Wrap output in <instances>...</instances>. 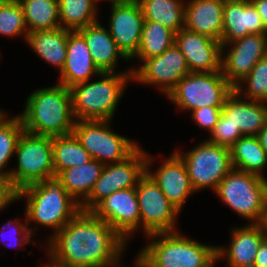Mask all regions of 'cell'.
Masks as SVG:
<instances>
[{
    "label": "cell",
    "instance_id": "6da1fadb",
    "mask_svg": "<svg viewBox=\"0 0 267 267\" xmlns=\"http://www.w3.org/2000/svg\"><path fill=\"white\" fill-rule=\"evenodd\" d=\"M46 243L48 258L64 267H115L127 245L91 211H80Z\"/></svg>",
    "mask_w": 267,
    "mask_h": 267
},
{
    "label": "cell",
    "instance_id": "7a4b0ae2",
    "mask_svg": "<svg viewBox=\"0 0 267 267\" xmlns=\"http://www.w3.org/2000/svg\"><path fill=\"white\" fill-rule=\"evenodd\" d=\"M25 101V109L19 116L26 132L52 137L73 133L76 120L70 88L58 83L36 89Z\"/></svg>",
    "mask_w": 267,
    "mask_h": 267
},
{
    "label": "cell",
    "instance_id": "3957f363",
    "mask_svg": "<svg viewBox=\"0 0 267 267\" xmlns=\"http://www.w3.org/2000/svg\"><path fill=\"white\" fill-rule=\"evenodd\" d=\"M22 197L27 199L24 214L28 225L34 222L52 228L54 234L49 239L81 211L80 204L67 193L57 176L21 188L18 201Z\"/></svg>",
    "mask_w": 267,
    "mask_h": 267
},
{
    "label": "cell",
    "instance_id": "277c9868",
    "mask_svg": "<svg viewBox=\"0 0 267 267\" xmlns=\"http://www.w3.org/2000/svg\"><path fill=\"white\" fill-rule=\"evenodd\" d=\"M180 234L176 231L145 236L149 241L136 257L145 267H211L218 262L217 246Z\"/></svg>",
    "mask_w": 267,
    "mask_h": 267
},
{
    "label": "cell",
    "instance_id": "5b68a950",
    "mask_svg": "<svg viewBox=\"0 0 267 267\" xmlns=\"http://www.w3.org/2000/svg\"><path fill=\"white\" fill-rule=\"evenodd\" d=\"M98 77L100 80L86 81L70 88L76 121L113 119L119 99L124 95L128 81H132V69L101 72Z\"/></svg>",
    "mask_w": 267,
    "mask_h": 267
},
{
    "label": "cell",
    "instance_id": "8992f818",
    "mask_svg": "<svg viewBox=\"0 0 267 267\" xmlns=\"http://www.w3.org/2000/svg\"><path fill=\"white\" fill-rule=\"evenodd\" d=\"M266 178L233 168L214 193L249 223H261L267 209Z\"/></svg>",
    "mask_w": 267,
    "mask_h": 267
},
{
    "label": "cell",
    "instance_id": "52a82bcc",
    "mask_svg": "<svg viewBox=\"0 0 267 267\" xmlns=\"http://www.w3.org/2000/svg\"><path fill=\"white\" fill-rule=\"evenodd\" d=\"M233 90L222 71L190 72L177 83L167 98L178 106L177 110L188 112L205 106H223Z\"/></svg>",
    "mask_w": 267,
    "mask_h": 267
},
{
    "label": "cell",
    "instance_id": "ba28073f",
    "mask_svg": "<svg viewBox=\"0 0 267 267\" xmlns=\"http://www.w3.org/2000/svg\"><path fill=\"white\" fill-rule=\"evenodd\" d=\"M17 167L10 169V181L21 188L55 176L52 136L34 135L24 131L15 151Z\"/></svg>",
    "mask_w": 267,
    "mask_h": 267
},
{
    "label": "cell",
    "instance_id": "9c48e42d",
    "mask_svg": "<svg viewBox=\"0 0 267 267\" xmlns=\"http://www.w3.org/2000/svg\"><path fill=\"white\" fill-rule=\"evenodd\" d=\"M110 121L79 120L73 128V133L92 159L104 165L123 161L139 147L138 143L113 132Z\"/></svg>",
    "mask_w": 267,
    "mask_h": 267
},
{
    "label": "cell",
    "instance_id": "30bf717a",
    "mask_svg": "<svg viewBox=\"0 0 267 267\" xmlns=\"http://www.w3.org/2000/svg\"><path fill=\"white\" fill-rule=\"evenodd\" d=\"M185 163L191 184L197 193L206 188L214 192L233 169L230 149L204 140L188 152L174 150Z\"/></svg>",
    "mask_w": 267,
    "mask_h": 267
},
{
    "label": "cell",
    "instance_id": "8fae6325",
    "mask_svg": "<svg viewBox=\"0 0 267 267\" xmlns=\"http://www.w3.org/2000/svg\"><path fill=\"white\" fill-rule=\"evenodd\" d=\"M146 157V151L139 146L123 161L104 165L92 191L80 205L81 211H91L101 200L118 190L136 187L146 173Z\"/></svg>",
    "mask_w": 267,
    "mask_h": 267
},
{
    "label": "cell",
    "instance_id": "7c38bea8",
    "mask_svg": "<svg viewBox=\"0 0 267 267\" xmlns=\"http://www.w3.org/2000/svg\"><path fill=\"white\" fill-rule=\"evenodd\" d=\"M136 193L140 210V229L142 227L144 236L178 231L175 222L180 211L166 198L147 172L139 180Z\"/></svg>",
    "mask_w": 267,
    "mask_h": 267
},
{
    "label": "cell",
    "instance_id": "4fadbf2b",
    "mask_svg": "<svg viewBox=\"0 0 267 267\" xmlns=\"http://www.w3.org/2000/svg\"><path fill=\"white\" fill-rule=\"evenodd\" d=\"M132 69V81L160 88L167 97L177 83L190 73L184 55L173 44L164 53L141 61Z\"/></svg>",
    "mask_w": 267,
    "mask_h": 267
},
{
    "label": "cell",
    "instance_id": "5bb4252c",
    "mask_svg": "<svg viewBox=\"0 0 267 267\" xmlns=\"http://www.w3.org/2000/svg\"><path fill=\"white\" fill-rule=\"evenodd\" d=\"M226 47H229L228 50ZM266 56L267 33L248 34L244 38L222 44V74L235 88L240 81L248 76L256 63Z\"/></svg>",
    "mask_w": 267,
    "mask_h": 267
},
{
    "label": "cell",
    "instance_id": "9a60e30c",
    "mask_svg": "<svg viewBox=\"0 0 267 267\" xmlns=\"http://www.w3.org/2000/svg\"><path fill=\"white\" fill-rule=\"evenodd\" d=\"M91 212L110 225L126 242L140 229L136 187L112 193L101 200Z\"/></svg>",
    "mask_w": 267,
    "mask_h": 267
},
{
    "label": "cell",
    "instance_id": "2e32d148",
    "mask_svg": "<svg viewBox=\"0 0 267 267\" xmlns=\"http://www.w3.org/2000/svg\"><path fill=\"white\" fill-rule=\"evenodd\" d=\"M109 32L118 48L130 60L138 51L144 17L137 0L111 2Z\"/></svg>",
    "mask_w": 267,
    "mask_h": 267
},
{
    "label": "cell",
    "instance_id": "e0dca14e",
    "mask_svg": "<svg viewBox=\"0 0 267 267\" xmlns=\"http://www.w3.org/2000/svg\"><path fill=\"white\" fill-rule=\"evenodd\" d=\"M174 44L184 55L190 72L221 71L222 44L185 27L175 33Z\"/></svg>",
    "mask_w": 267,
    "mask_h": 267
},
{
    "label": "cell",
    "instance_id": "ac0fdd59",
    "mask_svg": "<svg viewBox=\"0 0 267 267\" xmlns=\"http://www.w3.org/2000/svg\"><path fill=\"white\" fill-rule=\"evenodd\" d=\"M154 159L147 152L146 172L154 179L166 198L181 212L186 200L195 193L185 163L173 152L153 173L150 168Z\"/></svg>",
    "mask_w": 267,
    "mask_h": 267
},
{
    "label": "cell",
    "instance_id": "d6986e66",
    "mask_svg": "<svg viewBox=\"0 0 267 267\" xmlns=\"http://www.w3.org/2000/svg\"><path fill=\"white\" fill-rule=\"evenodd\" d=\"M228 248L217 246V260L226 259L227 267H253L261 242L266 238L261 223L234 227Z\"/></svg>",
    "mask_w": 267,
    "mask_h": 267
},
{
    "label": "cell",
    "instance_id": "ffe728a7",
    "mask_svg": "<svg viewBox=\"0 0 267 267\" xmlns=\"http://www.w3.org/2000/svg\"><path fill=\"white\" fill-rule=\"evenodd\" d=\"M261 33H267V30L250 0H225L221 44Z\"/></svg>",
    "mask_w": 267,
    "mask_h": 267
},
{
    "label": "cell",
    "instance_id": "44dd1931",
    "mask_svg": "<svg viewBox=\"0 0 267 267\" xmlns=\"http://www.w3.org/2000/svg\"><path fill=\"white\" fill-rule=\"evenodd\" d=\"M94 64L84 37L78 31H68L67 57L62 71L59 73V84L72 86L91 81L92 76L100 75Z\"/></svg>",
    "mask_w": 267,
    "mask_h": 267
},
{
    "label": "cell",
    "instance_id": "7402d4cb",
    "mask_svg": "<svg viewBox=\"0 0 267 267\" xmlns=\"http://www.w3.org/2000/svg\"><path fill=\"white\" fill-rule=\"evenodd\" d=\"M241 98L233 90L225 99L222 113L239 128L243 136H256L267 124V102Z\"/></svg>",
    "mask_w": 267,
    "mask_h": 267
},
{
    "label": "cell",
    "instance_id": "603a6c76",
    "mask_svg": "<svg viewBox=\"0 0 267 267\" xmlns=\"http://www.w3.org/2000/svg\"><path fill=\"white\" fill-rule=\"evenodd\" d=\"M224 5L225 0H188L184 27L221 41Z\"/></svg>",
    "mask_w": 267,
    "mask_h": 267
},
{
    "label": "cell",
    "instance_id": "cb8c5ba5",
    "mask_svg": "<svg viewBox=\"0 0 267 267\" xmlns=\"http://www.w3.org/2000/svg\"><path fill=\"white\" fill-rule=\"evenodd\" d=\"M77 31L84 37L92 60L100 72H117L119 58L129 60L118 48L109 29L99 21Z\"/></svg>",
    "mask_w": 267,
    "mask_h": 267
},
{
    "label": "cell",
    "instance_id": "d4e9b609",
    "mask_svg": "<svg viewBox=\"0 0 267 267\" xmlns=\"http://www.w3.org/2000/svg\"><path fill=\"white\" fill-rule=\"evenodd\" d=\"M68 29L37 30L29 32L26 43L41 59L62 71L67 57Z\"/></svg>",
    "mask_w": 267,
    "mask_h": 267
},
{
    "label": "cell",
    "instance_id": "484cf974",
    "mask_svg": "<svg viewBox=\"0 0 267 267\" xmlns=\"http://www.w3.org/2000/svg\"><path fill=\"white\" fill-rule=\"evenodd\" d=\"M103 168L104 164L91 159L86 164L60 171L56 176L62 182L67 193L81 205L92 191Z\"/></svg>",
    "mask_w": 267,
    "mask_h": 267
},
{
    "label": "cell",
    "instance_id": "4316f807",
    "mask_svg": "<svg viewBox=\"0 0 267 267\" xmlns=\"http://www.w3.org/2000/svg\"><path fill=\"white\" fill-rule=\"evenodd\" d=\"M233 168L243 172L264 176L267 168V154L257 136L245 135L230 148Z\"/></svg>",
    "mask_w": 267,
    "mask_h": 267
},
{
    "label": "cell",
    "instance_id": "83f0119b",
    "mask_svg": "<svg viewBox=\"0 0 267 267\" xmlns=\"http://www.w3.org/2000/svg\"><path fill=\"white\" fill-rule=\"evenodd\" d=\"M144 20L154 21L178 33L185 25V2L181 0H137Z\"/></svg>",
    "mask_w": 267,
    "mask_h": 267
},
{
    "label": "cell",
    "instance_id": "f1b7e54d",
    "mask_svg": "<svg viewBox=\"0 0 267 267\" xmlns=\"http://www.w3.org/2000/svg\"><path fill=\"white\" fill-rule=\"evenodd\" d=\"M28 32L61 28L59 0H18Z\"/></svg>",
    "mask_w": 267,
    "mask_h": 267
},
{
    "label": "cell",
    "instance_id": "f546056e",
    "mask_svg": "<svg viewBox=\"0 0 267 267\" xmlns=\"http://www.w3.org/2000/svg\"><path fill=\"white\" fill-rule=\"evenodd\" d=\"M55 176L68 168L86 164L92 157L74 133L52 137Z\"/></svg>",
    "mask_w": 267,
    "mask_h": 267
},
{
    "label": "cell",
    "instance_id": "4dcf8cb0",
    "mask_svg": "<svg viewBox=\"0 0 267 267\" xmlns=\"http://www.w3.org/2000/svg\"><path fill=\"white\" fill-rule=\"evenodd\" d=\"M174 36L172 30L160 23L144 20L139 49L130 60L159 56L174 44Z\"/></svg>",
    "mask_w": 267,
    "mask_h": 267
},
{
    "label": "cell",
    "instance_id": "1f68e13d",
    "mask_svg": "<svg viewBox=\"0 0 267 267\" xmlns=\"http://www.w3.org/2000/svg\"><path fill=\"white\" fill-rule=\"evenodd\" d=\"M95 0H59L61 28L77 31L98 22V8Z\"/></svg>",
    "mask_w": 267,
    "mask_h": 267
},
{
    "label": "cell",
    "instance_id": "d6a6232c",
    "mask_svg": "<svg viewBox=\"0 0 267 267\" xmlns=\"http://www.w3.org/2000/svg\"><path fill=\"white\" fill-rule=\"evenodd\" d=\"M5 112L0 115V177L9 178L11 170L5 168L15 155L19 138L25 130L19 115L7 118Z\"/></svg>",
    "mask_w": 267,
    "mask_h": 267
},
{
    "label": "cell",
    "instance_id": "836d02e7",
    "mask_svg": "<svg viewBox=\"0 0 267 267\" xmlns=\"http://www.w3.org/2000/svg\"><path fill=\"white\" fill-rule=\"evenodd\" d=\"M234 90L242 96V99L267 102V56L256 63L248 76L240 81Z\"/></svg>",
    "mask_w": 267,
    "mask_h": 267
},
{
    "label": "cell",
    "instance_id": "e575fe53",
    "mask_svg": "<svg viewBox=\"0 0 267 267\" xmlns=\"http://www.w3.org/2000/svg\"><path fill=\"white\" fill-rule=\"evenodd\" d=\"M28 29L18 0H6L0 7V35L21 36L27 39Z\"/></svg>",
    "mask_w": 267,
    "mask_h": 267
},
{
    "label": "cell",
    "instance_id": "d590c367",
    "mask_svg": "<svg viewBox=\"0 0 267 267\" xmlns=\"http://www.w3.org/2000/svg\"><path fill=\"white\" fill-rule=\"evenodd\" d=\"M209 136L210 138L207 139L209 142L230 149L243 134L239 128L235 127L230 119L221 112L218 122Z\"/></svg>",
    "mask_w": 267,
    "mask_h": 267
},
{
    "label": "cell",
    "instance_id": "8d00e7d4",
    "mask_svg": "<svg viewBox=\"0 0 267 267\" xmlns=\"http://www.w3.org/2000/svg\"><path fill=\"white\" fill-rule=\"evenodd\" d=\"M24 223H21V221L18 219H14L13 221H8L6 223H4L5 225H2L1 228H0V241L3 240V238H5V234L4 233H7V229H9V231L11 232L10 235L12 234V237H11V241L10 240V243L8 242V244L6 243H3L2 245H6L7 247L9 248H15V247H19V246H25L26 244H30V242L32 243H35L34 240H33V237L32 235H36V231L34 230L33 227H29L28 226V223H27V217H26V214L24 216ZM20 221V222H19ZM8 231V232H9ZM9 235V237H10ZM16 237V239H15ZM32 238V239H31ZM2 239V240H1Z\"/></svg>",
    "mask_w": 267,
    "mask_h": 267
},
{
    "label": "cell",
    "instance_id": "74e56055",
    "mask_svg": "<svg viewBox=\"0 0 267 267\" xmlns=\"http://www.w3.org/2000/svg\"><path fill=\"white\" fill-rule=\"evenodd\" d=\"M222 106H205L191 111L192 120L200 127L211 133L218 122Z\"/></svg>",
    "mask_w": 267,
    "mask_h": 267
},
{
    "label": "cell",
    "instance_id": "f35d334b",
    "mask_svg": "<svg viewBox=\"0 0 267 267\" xmlns=\"http://www.w3.org/2000/svg\"><path fill=\"white\" fill-rule=\"evenodd\" d=\"M16 201H18V190L9 178L0 177V212Z\"/></svg>",
    "mask_w": 267,
    "mask_h": 267
},
{
    "label": "cell",
    "instance_id": "ab89813d",
    "mask_svg": "<svg viewBox=\"0 0 267 267\" xmlns=\"http://www.w3.org/2000/svg\"><path fill=\"white\" fill-rule=\"evenodd\" d=\"M253 267H267V238L259 246Z\"/></svg>",
    "mask_w": 267,
    "mask_h": 267
},
{
    "label": "cell",
    "instance_id": "60d3db41",
    "mask_svg": "<svg viewBox=\"0 0 267 267\" xmlns=\"http://www.w3.org/2000/svg\"><path fill=\"white\" fill-rule=\"evenodd\" d=\"M257 9L258 14L261 16L263 25L267 30V0H250Z\"/></svg>",
    "mask_w": 267,
    "mask_h": 267
},
{
    "label": "cell",
    "instance_id": "b9f144b4",
    "mask_svg": "<svg viewBox=\"0 0 267 267\" xmlns=\"http://www.w3.org/2000/svg\"><path fill=\"white\" fill-rule=\"evenodd\" d=\"M260 141L262 148L267 154V124L256 135Z\"/></svg>",
    "mask_w": 267,
    "mask_h": 267
},
{
    "label": "cell",
    "instance_id": "7bdbcfd3",
    "mask_svg": "<svg viewBox=\"0 0 267 267\" xmlns=\"http://www.w3.org/2000/svg\"><path fill=\"white\" fill-rule=\"evenodd\" d=\"M261 224H262V227L264 229L265 237L267 238V209L265 211V214H264V217H263Z\"/></svg>",
    "mask_w": 267,
    "mask_h": 267
},
{
    "label": "cell",
    "instance_id": "ee69618b",
    "mask_svg": "<svg viewBox=\"0 0 267 267\" xmlns=\"http://www.w3.org/2000/svg\"><path fill=\"white\" fill-rule=\"evenodd\" d=\"M49 259V262L46 263V264H41V266H38V267H64V266H61V265H58L56 263H54L50 258Z\"/></svg>",
    "mask_w": 267,
    "mask_h": 267
},
{
    "label": "cell",
    "instance_id": "f6af8a7d",
    "mask_svg": "<svg viewBox=\"0 0 267 267\" xmlns=\"http://www.w3.org/2000/svg\"><path fill=\"white\" fill-rule=\"evenodd\" d=\"M115 267H125V265L120 264ZM135 267H145L144 264L137 257L135 258Z\"/></svg>",
    "mask_w": 267,
    "mask_h": 267
},
{
    "label": "cell",
    "instance_id": "bcb514c9",
    "mask_svg": "<svg viewBox=\"0 0 267 267\" xmlns=\"http://www.w3.org/2000/svg\"><path fill=\"white\" fill-rule=\"evenodd\" d=\"M6 0H0V7L2 6V4L5 2Z\"/></svg>",
    "mask_w": 267,
    "mask_h": 267
},
{
    "label": "cell",
    "instance_id": "7dc6e473",
    "mask_svg": "<svg viewBox=\"0 0 267 267\" xmlns=\"http://www.w3.org/2000/svg\"><path fill=\"white\" fill-rule=\"evenodd\" d=\"M95 1H96V2H99V1H103V0H95ZM104 1H105V0H104ZM109 1L112 2V1H115V0H109Z\"/></svg>",
    "mask_w": 267,
    "mask_h": 267
},
{
    "label": "cell",
    "instance_id": "c3c4849f",
    "mask_svg": "<svg viewBox=\"0 0 267 267\" xmlns=\"http://www.w3.org/2000/svg\"><path fill=\"white\" fill-rule=\"evenodd\" d=\"M3 112H4V110H1V108H0V115H1Z\"/></svg>",
    "mask_w": 267,
    "mask_h": 267
}]
</instances>
